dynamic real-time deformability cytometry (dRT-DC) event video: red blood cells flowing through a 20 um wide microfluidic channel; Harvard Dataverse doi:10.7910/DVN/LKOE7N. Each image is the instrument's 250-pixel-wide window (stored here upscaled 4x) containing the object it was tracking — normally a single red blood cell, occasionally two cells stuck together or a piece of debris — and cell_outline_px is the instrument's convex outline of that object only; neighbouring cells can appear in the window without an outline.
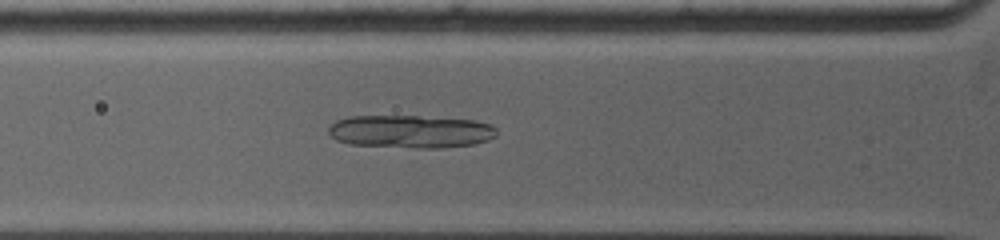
{"species": "common noctule bat (a hibernating species)", "species_latin": "Nyctalus noctula", "temperature_condition": "warm", "stored_images_in_passage": 34, "camera_frame_rate_fps": 5000, "um_per_image_px": 0.085, "animal": {"sex": "female", "body_mass_g": 19.0, "forearm_length_mm": 53.3}, "frame": {"image": 1, "passage_image": 2, "time_ms": 0.4, "image_size_px": [1000, 240], "cell_outline_px": [[496, 136], [488, 140], [476, 144], [440, 148], [416, 148], [352, 144], [336, 140], [328, 132], [328, 128], [336, 120], [348, 116], [416, 116], [476, 120], [492, 124], [496, 128]], "centroid_in_image_um": [34.93, 11.17], "position_along_channel_um": 90.9, "area_um2": 32.43}}
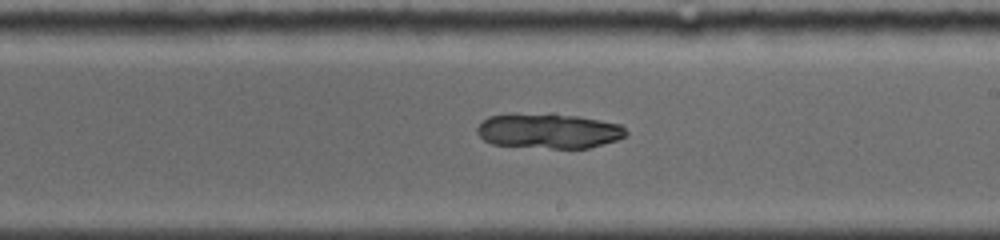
{"frame": {"image": 2, "passage_image": 14, "time_ms": 4.2, "image_size_px": [1000, 240], "cell_outline_px": [[628, 132], [624, 136], [616, 140], [588, 148], [552, 148], [492, 144], [484, 140], [476, 132], [476, 128], [488, 116], [508, 112], [552, 112], [580, 116], [620, 124]], "centroid_in_image_um": [46.59, 11.08], "position_along_channel_um": 242.4, "area_um2": 31.04}}
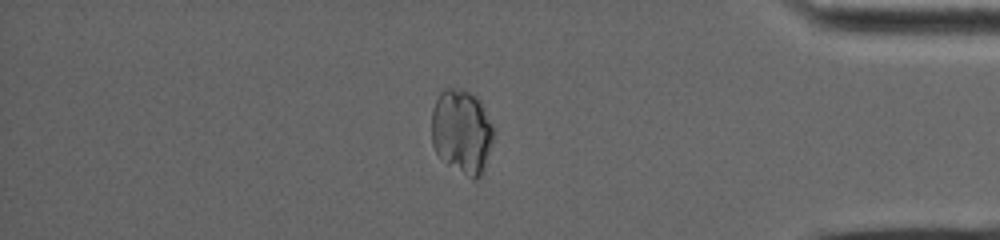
{"frame": {"image": 3, "passage_image": 29, "time_ms": 8.8, "image_size_px": [1000, 240], "cell_outline_px": [[492, 140], [484, 172], [476, 180], [472, 180], [448, 164], [436, 152], [432, 144], [432, 108], [440, 92], [444, 88], [452, 88], [468, 92], [476, 96], [480, 100], [492, 124]], "centroid_in_image_um": [39.25, 11.19], "position_along_channel_um": 396.0, "area_um2": 30.35}}